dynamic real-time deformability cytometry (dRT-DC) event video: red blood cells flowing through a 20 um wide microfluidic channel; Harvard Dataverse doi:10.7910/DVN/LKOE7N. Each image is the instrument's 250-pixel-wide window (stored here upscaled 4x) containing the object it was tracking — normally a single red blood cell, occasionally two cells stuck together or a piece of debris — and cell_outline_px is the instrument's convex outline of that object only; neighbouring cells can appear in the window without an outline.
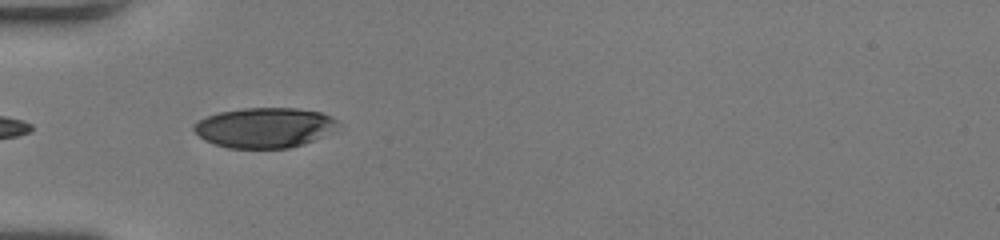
{"species": "human", "species_latin": "Homo sapiens", "temperature_condition": "room temperature", "stored_images_in_passage": 16, "camera_frame_rate_fps": 3000, "um_per_image_px": 0.085, "donor": {"sex": "female"}, "frame": {"image": 1, "passage_image": 1, "time_ms": 0.0, "image_size_px": [1000, 240], "cell_outline_px": [[340, 124], [320, 136], [304, 144], [288, 148], [228, 148], [212, 144], [204, 140], [192, 128], [192, 124], [196, 120], [220, 112], [244, 108], [296, 108], [320, 112], [332, 116]], "centroid_in_image_um": [22.42, 10.85], "position_along_channel_um": 62.6, "area_um2": 33.52}}
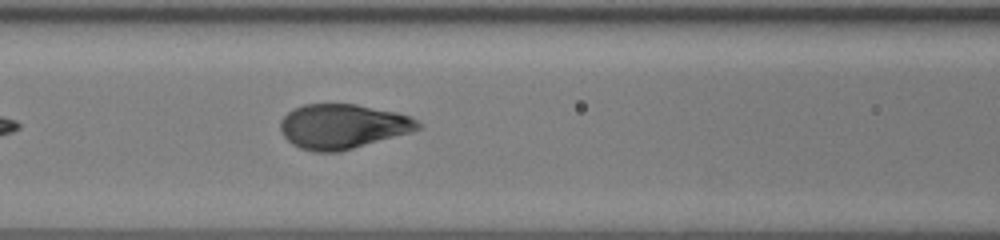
{"frame": {"image": 2, "passage_image": 7, "time_ms": 2.0, "image_size_px": [1000, 240], "cell_outline_px": [[420, 128], [408, 132], [340, 152], [316, 152], [300, 148], [292, 144], [284, 136], [280, 128], [280, 120], [292, 108], [304, 104], [356, 104], [396, 112], [408, 116], [416, 120], [420, 124]], "centroid_in_image_um": [29.06, 10.74], "position_along_channel_um": 137.5, "area_um2": 35.49}}
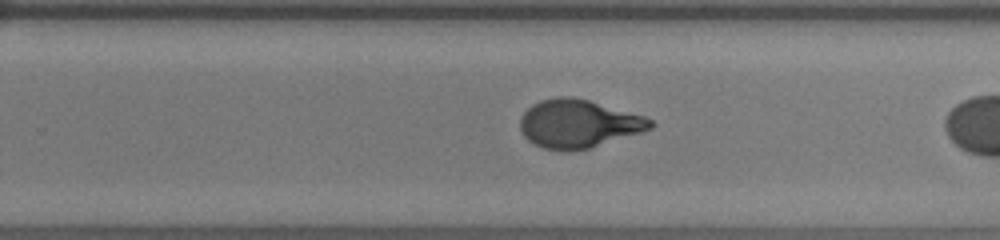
{"frame": {"image": 3, "passage_image": 15, "time_ms": 4.667, "image_size_px": [1000, 240], "cell_outline_px": [[656, 124], [652, 128], [640, 132], [588, 148], [572, 152], [568, 152], [544, 148], [532, 144], [524, 136], [520, 128], [520, 116], [532, 104], [540, 100], [556, 96], [572, 96], [588, 100], [644, 116], [652, 120]], "centroid_in_image_um": [49.12, 10.51], "position_along_channel_um": 280.7, "area_um2": 36.59}}